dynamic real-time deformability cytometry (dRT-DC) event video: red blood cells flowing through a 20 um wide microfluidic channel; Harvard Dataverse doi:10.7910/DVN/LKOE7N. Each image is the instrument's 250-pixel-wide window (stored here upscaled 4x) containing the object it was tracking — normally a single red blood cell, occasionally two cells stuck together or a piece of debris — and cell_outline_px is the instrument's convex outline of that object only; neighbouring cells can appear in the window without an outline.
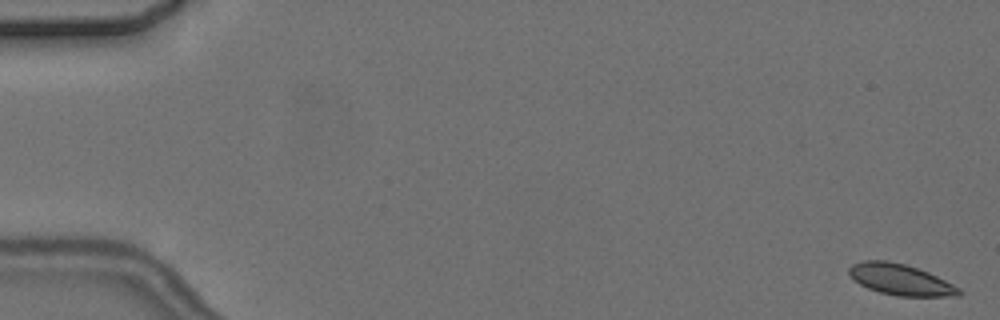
{"species": "common noctule bat (a hibernating species)", "species_latin": "Nyctalus noctula", "temperature_condition": "cold", "stored_images_in_passage": 5, "camera_frame_rate_fps": 3000, "um_per_image_px": 0.085, "animal": {"sex": "female", "body_mass_g": 24.6, "forearm_length_mm": 56.2}, "frame": {"image": 1, "passage_image": 1, "time_ms": 0.0, "image_size_px": [1000, 320], "cell_outline_px": [[964, 292], [960, 296], [900, 296], [880, 292], [868, 288], [860, 284], [848, 272], [848, 268], [852, 264], [864, 260], [888, 260], [904, 264], [928, 272], [960, 288]], "centroid_in_image_um": [76.56, 23.76], "position_along_channel_um": 8.4, "area_um2": 19.71}}
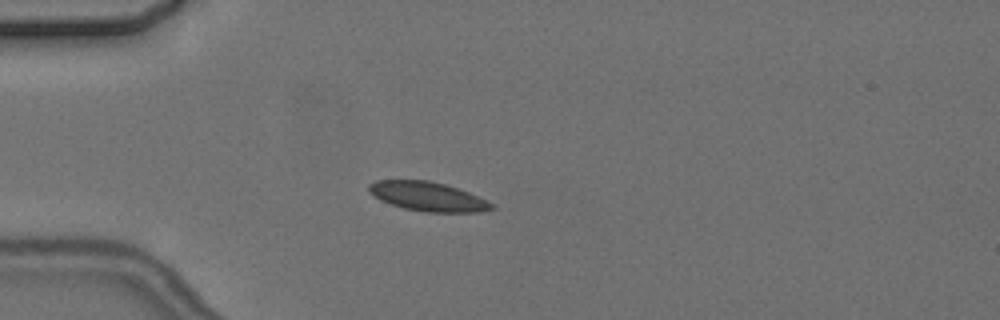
{"frame": {"image": 2, "passage_image": 5, "time_ms": 5.0, "image_size_px": [1000, 320], "cell_outline_px": [[496, 208], [480, 212], [424, 212], [404, 208], [380, 200], [368, 192], [368, 184], [376, 180], [428, 180], [444, 184], [468, 192], [492, 204]], "centroid_in_image_um": [36.31, 16.7], "position_along_channel_um": 48.7, "area_um2": 20.69}}